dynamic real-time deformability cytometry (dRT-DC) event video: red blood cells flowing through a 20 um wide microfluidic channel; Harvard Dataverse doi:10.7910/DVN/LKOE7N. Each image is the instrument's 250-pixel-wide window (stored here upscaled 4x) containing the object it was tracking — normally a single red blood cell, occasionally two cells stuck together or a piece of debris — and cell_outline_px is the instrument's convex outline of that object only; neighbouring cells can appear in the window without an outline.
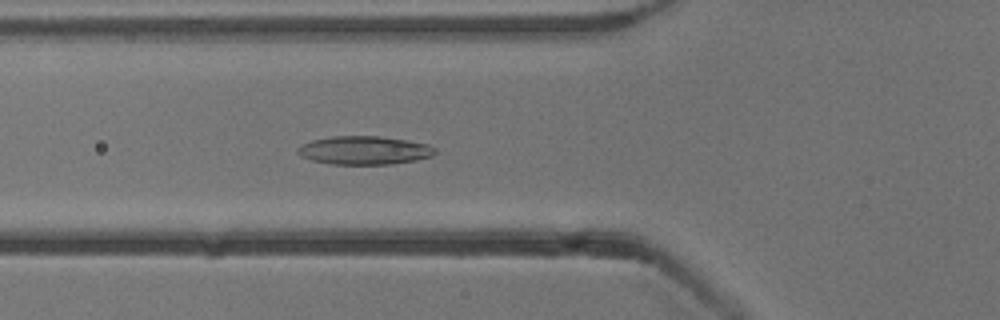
{"species": "common noctule bat (a hibernating species)", "species_latin": "Nyctalus noctula", "temperature_condition": "cold", "stored_images_in_passage": 54, "camera_frame_rate_fps": 3000, "um_per_image_px": 0.085, "animal": {"sex": "male", "body_mass_g": 13.3}, "frame": {"image": 1, "passage_image": 20, "time_ms": 6.333, "image_size_px": [1000, 320], "cell_outline_px": [[436, 152], [432, 156], [416, 160], [392, 164], [332, 164], [312, 160], [300, 156], [296, 152], [296, 148], [300, 144], [312, 140], [332, 136], [380, 136], [408, 140], [428, 144], [436, 148]], "centroid_in_image_um": [30.95, 12.77], "position_along_channel_um": 94.8, "area_um2": 22.95}}
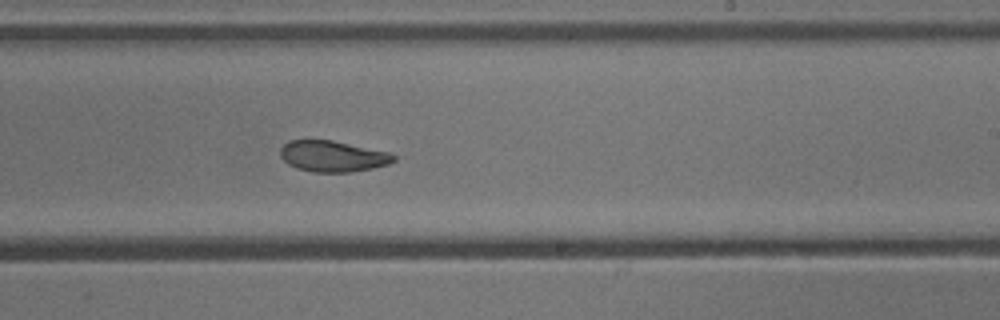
{"frame": {"image": 2, "passage_image": 33, "time_ms": 10.667, "image_size_px": [1000, 320], "cell_outline_px": [[396, 160], [388, 164], [372, 168], [352, 172], [312, 172], [296, 168], [288, 164], [280, 156], [280, 148], [288, 140], [332, 140], [388, 152], [396, 156]], "centroid_in_image_um": [28.26, 13.28], "position_along_channel_um": 260.7, "area_um2": 20.52}}
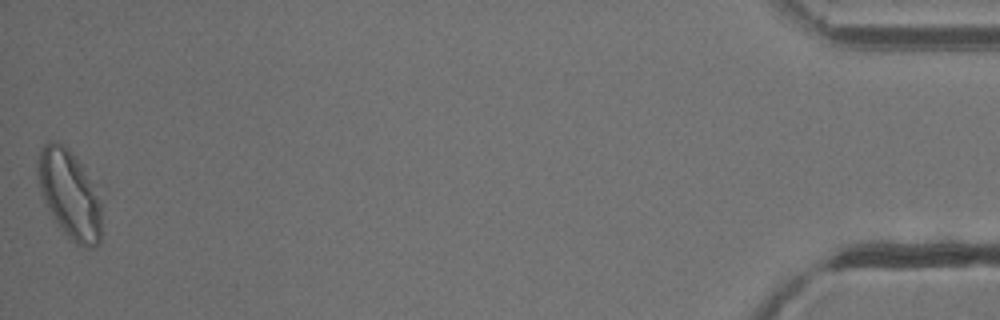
{"frame": {"image": 3, "passage_image": 54, "time_ms": 17.667, "image_size_px": [1000, 320], "cell_outline_px": [[100, 244], [92, 248], [84, 248], [76, 244], [64, 232], [48, 212], [40, 192], [36, 180], [36, 160], [40, 148], [48, 140], [52, 140], [64, 144], [68, 148], [80, 164], [100, 200]], "centroid_in_image_um": [5.83, 16.51], "position_along_channel_um": 429.4, "area_um2": 32.95}, "authors_computed_cell_mechanics": {"area_um2": 23.0044, "velocity_mm_per_s": 3.8188, "shape_relaxation_time_tau1_ms": 10.3002, "shape_relaxation_time_tau2_ms": 2.6024, "deformation_change_tau1": 0.2213, "deformation_change_tau2": 0.0851}}